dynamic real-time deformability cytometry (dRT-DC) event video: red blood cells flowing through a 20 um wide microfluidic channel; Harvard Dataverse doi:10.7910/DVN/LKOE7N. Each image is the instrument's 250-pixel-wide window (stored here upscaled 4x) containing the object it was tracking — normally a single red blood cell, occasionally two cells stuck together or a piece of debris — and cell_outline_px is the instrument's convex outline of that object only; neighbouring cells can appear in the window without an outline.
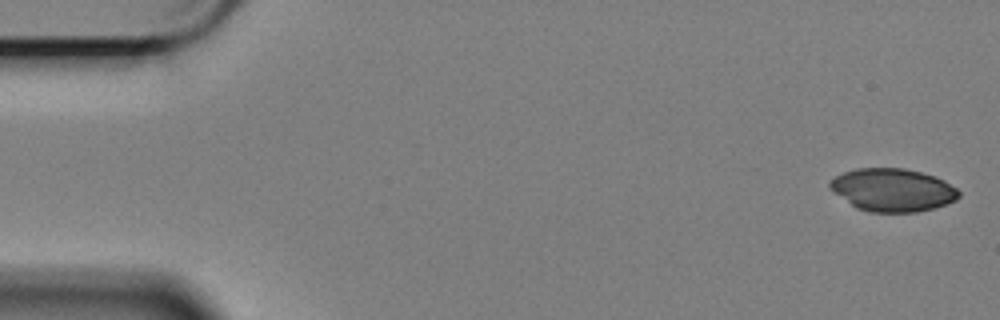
{"species": "Egyptian fruit bat (a non-hibernating species)", "species_latin": "Rousettus aegyptiacus", "temperature_condition": "cold", "stored_images_in_passage": 14, "camera_frame_rate_fps": 3000, "um_per_image_px": 0.085, "animal": {"sex": "female"}, "frame": {"image": 1, "passage_image": 1, "time_ms": 0.0, "image_size_px": [1000, 320], "cell_outline_px": [[960, 196], [956, 200], [932, 208], [916, 212], [868, 212], [856, 208], [832, 192], [828, 188], [828, 184], [836, 176], [844, 172], [856, 168], [904, 168], [936, 176], [944, 180], [956, 188], [960, 192]], "centroid_in_image_um": [75.85, 16.14], "position_along_channel_um": 9.2, "area_um2": 32.31}}
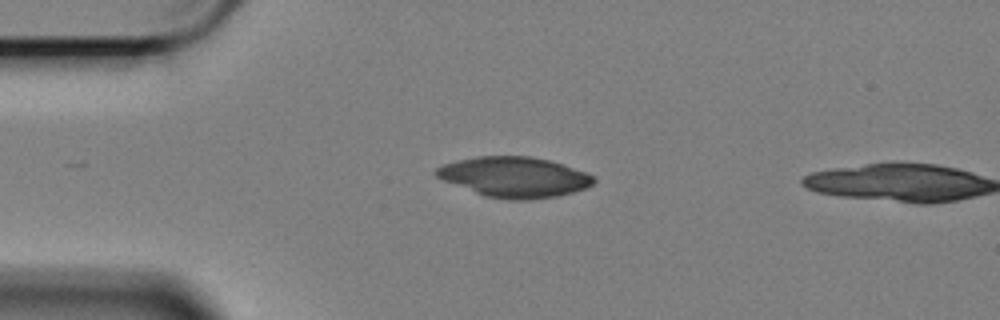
{"frame": {"image": 2, "passage_image": 13, "time_ms": 4.0, "image_size_px": [1000, 320], "cell_outline_px": [[596, 180], [588, 188], [556, 196], [528, 200], [512, 200], [484, 196], [444, 180], [436, 176], [436, 168], [444, 164], [460, 160], [480, 156], [528, 156], [548, 160], [588, 172]], "centroid_in_image_um": [43.76, 15.05], "position_along_channel_um": 41.2, "area_um2": 36.65}}